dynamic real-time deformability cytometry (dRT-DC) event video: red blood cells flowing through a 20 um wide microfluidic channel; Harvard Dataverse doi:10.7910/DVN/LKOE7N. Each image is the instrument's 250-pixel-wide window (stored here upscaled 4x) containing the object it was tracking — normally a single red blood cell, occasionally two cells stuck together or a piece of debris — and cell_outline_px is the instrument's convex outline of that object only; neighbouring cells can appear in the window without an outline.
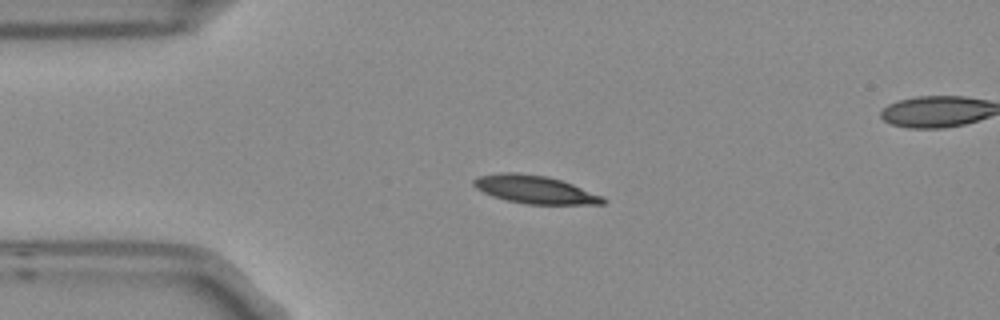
{"species": "Egyptian fruit bat (a non-hibernating species)", "species_latin": "Rousettus aegyptiacus", "temperature_condition": "room temperature", "stored_images_in_passage": 4, "camera_frame_rate_fps": 3000, "um_per_image_px": 0.085, "frame": {"image": 1, "passage_image": 3, "time_ms": 0.667, "image_size_px": [1000, 320], "cell_outline_px": [[608, 200], [604, 204], [528, 204], [504, 200], [492, 196], [476, 188], [472, 184], [472, 180], [476, 176], [500, 172], [516, 172], [548, 176], [572, 184], [604, 196]], "centroid_in_image_um": [45.45, 16.1], "position_along_channel_um": 39.6, "area_um2": 21.33}}